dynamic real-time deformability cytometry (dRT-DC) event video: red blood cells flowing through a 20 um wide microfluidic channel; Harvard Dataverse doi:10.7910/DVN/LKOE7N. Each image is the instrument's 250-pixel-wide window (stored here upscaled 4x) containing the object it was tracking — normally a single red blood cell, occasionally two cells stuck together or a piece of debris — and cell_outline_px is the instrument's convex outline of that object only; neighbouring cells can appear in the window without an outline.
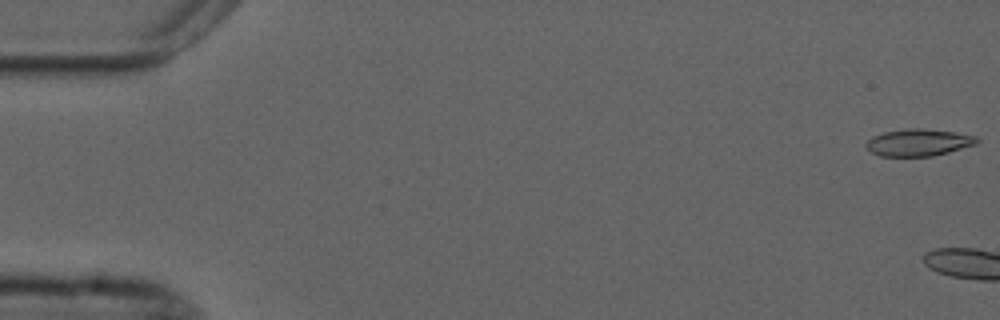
{"species": "common noctule bat (a hibernating species)", "species_latin": "Nyctalus noctula", "temperature_condition": "cold", "stored_images_in_passage": 7, "camera_frame_rate_fps": 3000, "um_per_image_px": 0.085, "animal": {"sex": "male", "forearm_length_mm": 52.5}, "frame": {"image": 1, "passage_image": 1, "time_ms": 0.0, "image_size_px": [1000, 320], "cell_outline_px": [[980, 140], [976, 144], [948, 152], [932, 156], [880, 156], [872, 152], [864, 144], [872, 136], [884, 132], [908, 128], [920, 128], [956, 132], [976, 136]], "centroid_in_image_um": [78.07, 12.1], "position_along_channel_um": 6.9, "area_um2": 17.4}}